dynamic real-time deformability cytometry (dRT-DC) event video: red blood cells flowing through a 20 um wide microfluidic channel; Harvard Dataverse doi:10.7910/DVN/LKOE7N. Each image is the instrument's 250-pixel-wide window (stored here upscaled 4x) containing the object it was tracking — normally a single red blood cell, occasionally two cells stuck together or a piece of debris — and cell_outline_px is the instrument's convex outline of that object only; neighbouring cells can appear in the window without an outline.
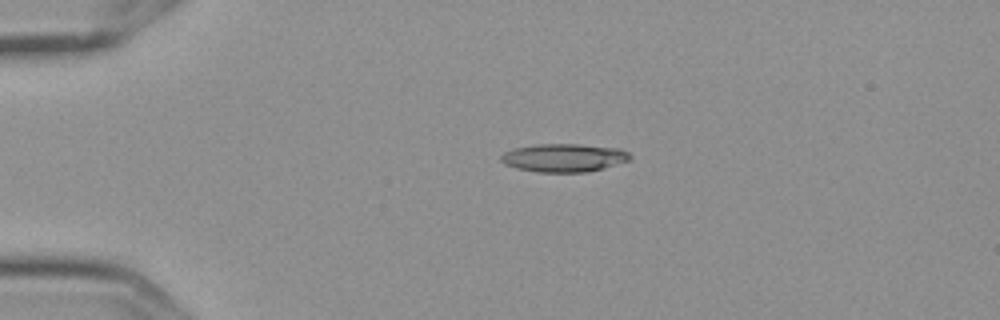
{"species": "Egyptian fruit bat (a non-hibernating species)", "species_latin": "Rousettus aegyptiacus", "temperature_condition": "cold", "stored_images_in_passage": 3, "camera_frame_rate_fps": 3000, "um_per_image_px": 0.085, "frame": {"image": 1, "passage_image": 2, "time_ms": 0.333, "image_size_px": [1000, 320], "cell_outline_px": [[632, 156], [628, 160], [604, 168], [588, 172], [536, 172], [516, 168], [504, 164], [500, 160], [500, 156], [504, 152], [512, 148], [536, 144], [580, 144], [620, 148], [628, 152]], "centroid_in_image_um": [47.9, 13.4], "position_along_channel_um": 37.1, "area_um2": 21.39}}